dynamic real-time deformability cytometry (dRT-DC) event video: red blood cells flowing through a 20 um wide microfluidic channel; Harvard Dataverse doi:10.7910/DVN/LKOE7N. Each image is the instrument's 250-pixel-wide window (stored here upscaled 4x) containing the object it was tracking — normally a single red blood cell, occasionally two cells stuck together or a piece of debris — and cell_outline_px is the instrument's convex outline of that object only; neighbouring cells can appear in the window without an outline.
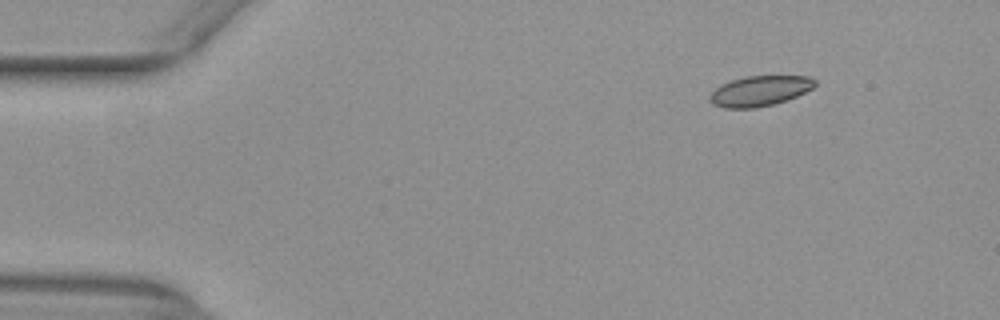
{"species": "common noctule bat (a hibernating species)", "species_latin": "Nyctalus noctula", "temperature_condition": "warm", "stored_images_in_passage": 42, "camera_frame_rate_fps": 3000, "um_per_image_px": 0.085, "animal": {"sex": "female", "body_mass_g": 29.2, "forearm_length_mm": 56.3}, "frame": {"image": 1, "passage_image": 1, "time_ms": 0.0, "image_size_px": [1000, 320], "cell_outline_px": [[816, 84], [812, 88], [796, 96], [772, 104], [756, 108], [724, 108], [712, 104], [708, 100], [708, 96], [720, 84], [744, 76], [808, 76], [816, 80]], "centroid_in_image_um": [64.53, 7.73], "position_along_channel_um": 20.5, "area_um2": 18.5}}
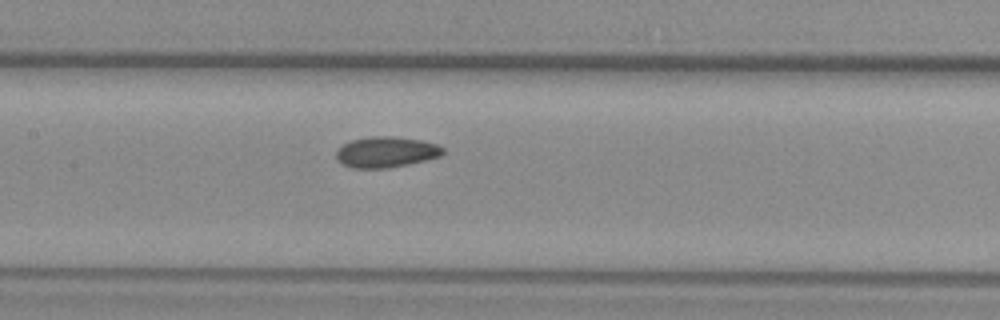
{"frame": {"image": 2, "passage_image": 20, "time_ms": 6.333, "image_size_px": [1000, 320], "cell_outline_px": [[444, 152], [440, 156], [408, 164], [388, 168], [352, 168], [344, 164], [336, 156], [336, 152], [344, 144], [352, 140], [372, 136], [392, 136], [420, 140], [436, 144], [444, 148]], "centroid_in_image_um": [32.84, 12.92], "position_along_channel_um": 174.6, "area_um2": 18.84}}
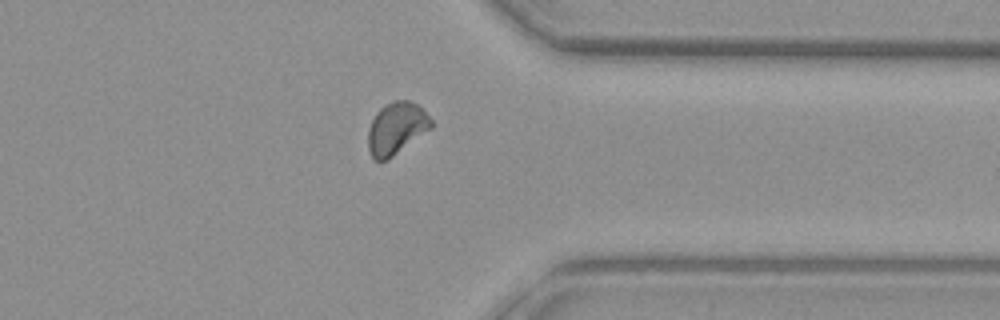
{"frame": {"image": 3, "passage_image": 36, "time_ms": 11.667, "image_size_px": [1000, 320], "cell_outline_px": [[432, 128], [388, 160], [376, 160], [372, 156], [368, 148], [368, 128], [376, 112], [384, 104], [392, 100], [408, 100], [416, 104], [432, 120]], "centroid_in_image_um": [33.68, 10.9], "position_along_channel_um": 377.7, "area_um2": 19.13}, "authors_computed_cell_mechanics": {"area_um2": 18.7561, "velocity_mm_per_s": 3.9293, "shape_relaxation_time_tau1_ms": null, "shape_relaxation_time_tau2_ms": 1.5547, "deformation_change_tau1": null, "deformation_change_tau2": 0.0466}}